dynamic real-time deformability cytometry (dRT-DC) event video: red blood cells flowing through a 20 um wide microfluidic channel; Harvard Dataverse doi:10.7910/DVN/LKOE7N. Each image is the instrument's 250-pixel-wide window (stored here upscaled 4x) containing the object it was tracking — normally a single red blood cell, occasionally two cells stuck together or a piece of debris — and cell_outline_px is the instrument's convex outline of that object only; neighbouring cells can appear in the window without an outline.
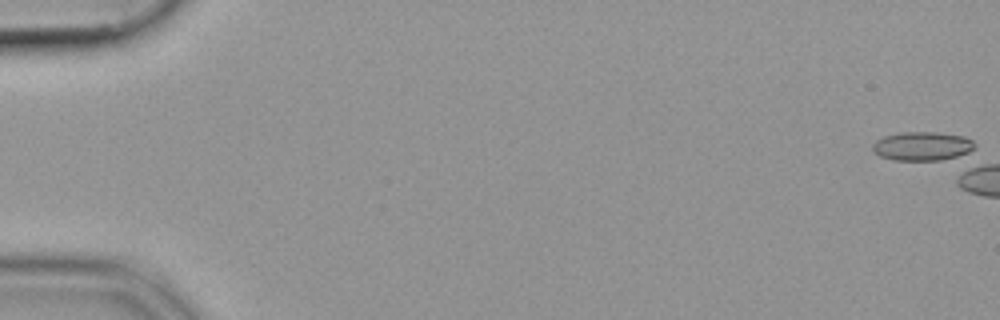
{"species": "common noctule bat (a hibernating species)", "species_latin": "Nyctalus noctula", "temperature_condition": "cold", "stored_images_in_passage": 1, "camera_frame_rate_fps": 3000, "um_per_image_px": 0.085, "animal": {"sex": "female", "body_mass_g": 19.9}, "frame": {"image": 1, "passage_image": 1, "time_ms": 0.0, "image_size_px": [1000, 320], "cell_outline_px": [[976, 148], [968, 156], [940, 160], [892, 160], [880, 156], [872, 152], [872, 144], [876, 140], [884, 136], [900, 132], [936, 132], [964, 136], [972, 140], [976, 144]], "centroid_in_image_um": [78.46, 12.43], "position_along_channel_um": 6.5, "area_um2": 17.74}}